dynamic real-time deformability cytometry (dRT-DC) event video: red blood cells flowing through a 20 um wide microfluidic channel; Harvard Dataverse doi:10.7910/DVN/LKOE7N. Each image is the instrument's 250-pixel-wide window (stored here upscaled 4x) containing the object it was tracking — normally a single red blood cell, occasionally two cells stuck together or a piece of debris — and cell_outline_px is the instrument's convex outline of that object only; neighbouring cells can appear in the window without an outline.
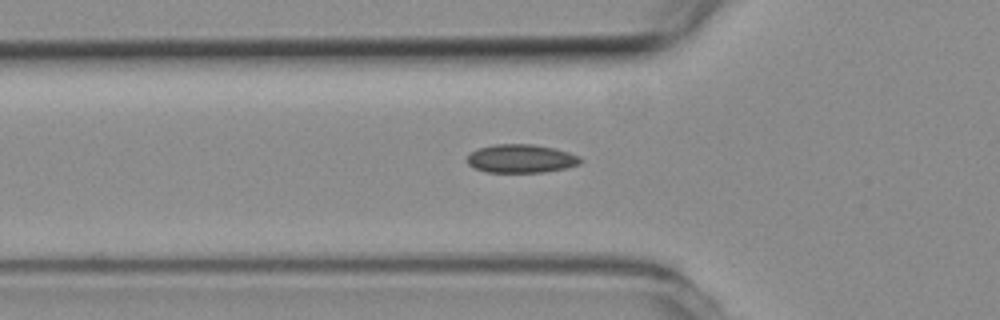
{"species": "common noctule bat (a hibernating species)", "species_latin": "Nyctalus noctula", "temperature_condition": "room temperature", "stored_images_in_passage": 40, "camera_frame_rate_fps": 3000, "um_per_image_px": 0.085, "animal": {"sex": "female", "body_mass_g": 19.3, "forearm_length_mm": 54.1}, "frame": {"image": 1, "passage_image": 11, "time_ms": 3.333, "image_size_px": [1000, 320], "cell_outline_px": [[584, 160], [580, 164], [564, 168], [544, 172], [484, 172], [468, 164], [468, 156], [472, 152], [480, 148], [496, 144], [532, 144], [552, 148], [568, 152], [580, 156]], "centroid_in_image_um": [44.32, 13.48], "position_along_channel_um": 81.5, "area_um2": 18.61}}
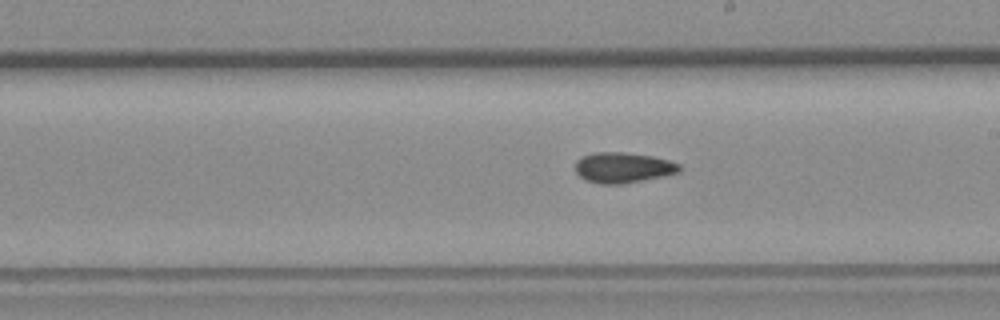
{"frame": {"image": 2, "passage_image": 23, "time_ms": 7.333, "image_size_px": [1000, 320], "cell_outline_px": [[680, 172], [664, 176], [620, 184], [604, 184], [584, 180], [576, 172], [576, 160], [580, 156], [596, 152], [624, 152], [652, 156], [668, 160], [680, 164]], "centroid_in_image_um": [52.94, 14.24], "position_along_channel_um": 236.1, "area_um2": 18.5}}
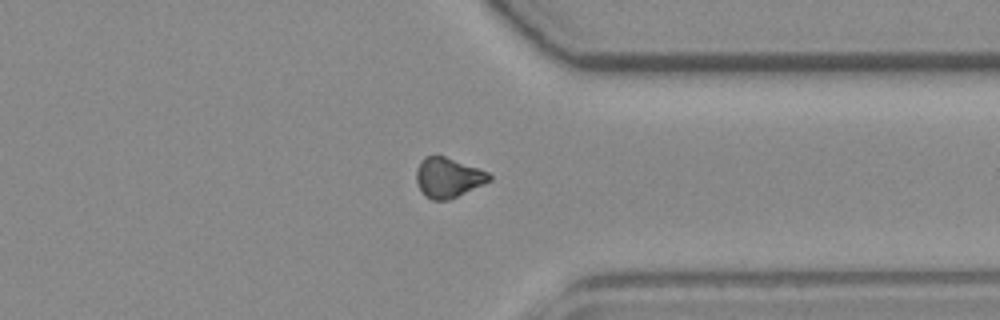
{"frame": {"image": 3, "passage_image": 34, "time_ms": 11.0, "image_size_px": [1000, 320], "cell_outline_px": [[492, 180], [484, 184], [448, 200], [432, 200], [424, 196], [416, 180], [416, 172], [420, 160], [424, 156], [444, 156], [488, 172], [492, 176]], "centroid_in_image_um": [38.08, 15.1], "position_along_channel_um": 373.3, "area_um2": 16.82}}